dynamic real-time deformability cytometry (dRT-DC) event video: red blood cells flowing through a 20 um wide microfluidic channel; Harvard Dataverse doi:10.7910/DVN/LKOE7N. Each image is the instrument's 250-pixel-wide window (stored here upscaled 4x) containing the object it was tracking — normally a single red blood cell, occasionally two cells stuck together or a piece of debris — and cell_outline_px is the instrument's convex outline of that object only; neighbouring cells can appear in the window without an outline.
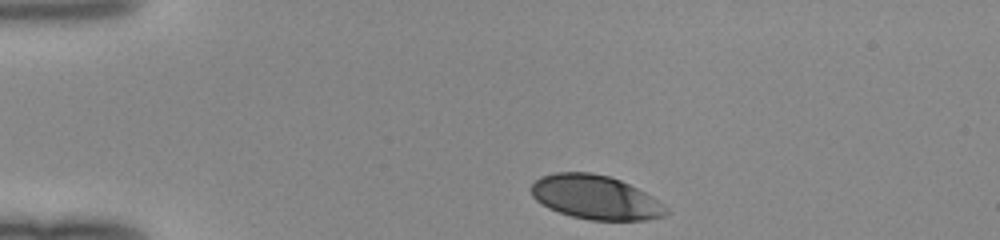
{"species": "human", "species_latin": "Homo sapiens", "temperature_condition": "room temperature", "stored_images_in_passage": 32, "camera_frame_rate_fps": 3000, "um_per_image_px": 0.085, "donor": {"sex": "female"}, "frame": {"image": 1, "passage_image": 1, "time_ms": 0.0, "image_size_px": [1000, 240], "cell_outline_px": [[668, 212], [664, 216], [648, 220], [588, 220], [572, 216], [548, 208], [536, 200], [532, 196], [532, 184], [540, 176], [556, 172], [592, 172], [608, 176], [620, 180], [652, 196], [664, 204], [668, 208]], "centroid_in_image_um": [50.62, 16.77], "position_along_channel_um": 34.4, "area_um2": 34.56}}
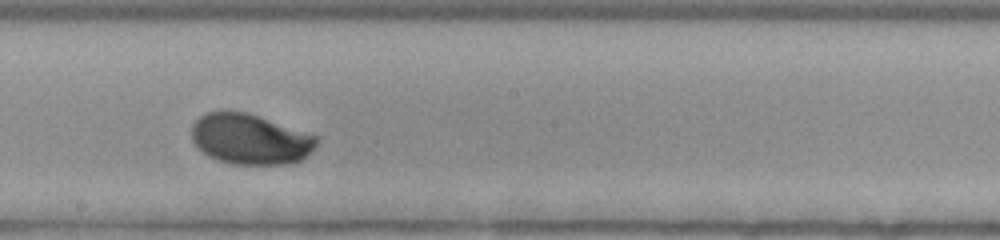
{"frame": {"image": 2, "passage_image": 19, "time_ms": 6.0, "image_size_px": [1000, 240], "cell_outline_px": [[320, 140], [300, 160], [292, 164], [232, 164], [216, 160], [208, 156], [192, 140], [192, 124], [204, 112], [220, 108], [248, 112], [320, 136]], "centroid_in_image_um": [21.24, 11.78], "position_along_channel_um": 227.0, "area_um2": 37.4}}
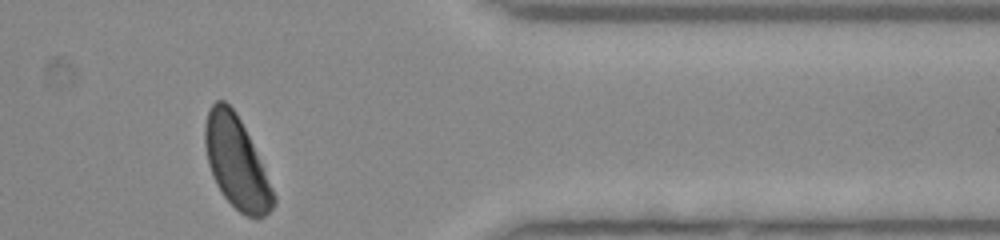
{"frame": {"image": 3, "passage_image": 32, "time_ms": 10.333, "image_size_px": [1000, 240], "cell_outline_px": [[276, 204], [264, 216], [256, 220], [244, 216], [224, 196], [216, 184], [212, 176], [208, 164], [204, 144], [204, 124], [208, 112], [212, 104], [216, 100], [224, 100], [236, 112], [252, 144], [276, 196]], "centroid_in_image_um": [20.08, 13.85], "position_along_channel_um": 391.3, "area_um2": 36.3}}